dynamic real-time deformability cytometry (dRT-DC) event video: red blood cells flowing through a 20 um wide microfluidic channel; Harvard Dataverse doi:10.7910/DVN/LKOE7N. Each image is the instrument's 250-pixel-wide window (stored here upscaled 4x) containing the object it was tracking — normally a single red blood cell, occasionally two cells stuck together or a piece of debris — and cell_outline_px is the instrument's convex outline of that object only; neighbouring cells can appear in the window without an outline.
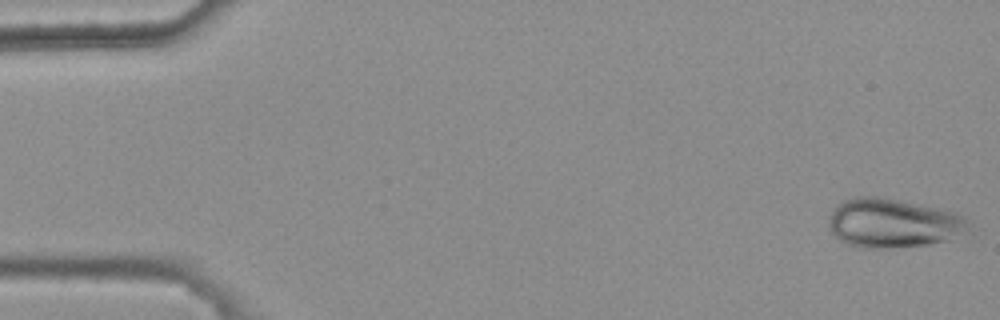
{"species": "common noctule bat (a hibernating species)", "species_latin": "Nyctalus noctula", "temperature_condition": "warm", "stored_images_in_passage": 5, "camera_frame_rate_fps": 3000, "um_per_image_px": 0.085, "animal": {"sex": "female", "body_mass_g": 25.1}, "frame": {"image": 1, "passage_image": 1, "time_ms": 0.0, "image_size_px": [1000, 320], "cell_outline_px": [[972, 236], [928, 244], [888, 248], [856, 248], [840, 240], [832, 232], [828, 224], [828, 220], [832, 208], [836, 204], [844, 200], [856, 196], [880, 196], [900, 200], [956, 212], [964, 216], [972, 224]], "centroid_in_image_um": [76.0, 18.97], "position_along_channel_um": 9.0, "area_um2": 41.15}}